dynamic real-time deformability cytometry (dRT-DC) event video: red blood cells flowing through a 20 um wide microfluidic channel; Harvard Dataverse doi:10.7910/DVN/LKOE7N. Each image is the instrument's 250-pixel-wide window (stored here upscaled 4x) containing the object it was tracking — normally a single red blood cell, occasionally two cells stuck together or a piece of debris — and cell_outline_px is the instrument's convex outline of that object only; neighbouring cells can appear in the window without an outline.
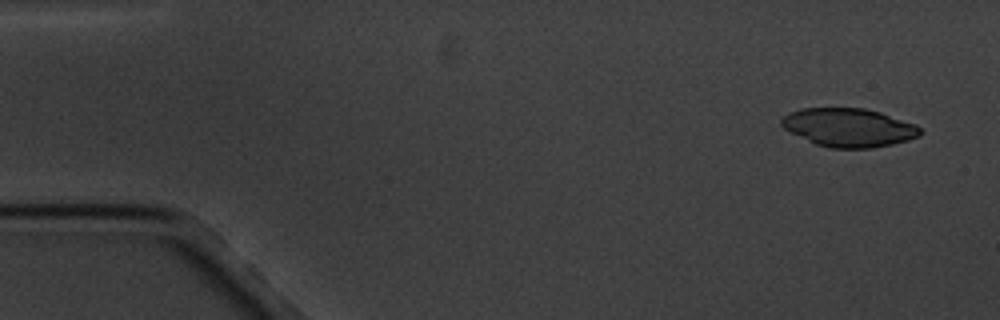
{"species": "common noctule bat (a hibernating species)", "species_latin": "Nyctalus noctula", "temperature_condition": "cold", "stored_images_in_passage": 10, "camera_frame_rate_fps": 3000, "um_per_image_px": 0.085, "animal": {"sex": "male", "body_mass_g": 20.1, "forearm_length_mm": 53.5}, "frame": {"image": 1, "passage_image": 1, "time_ms": 0.0, "image_size_px": [1000, 320], "cell_outline_px": [[920, 136], [908, 140], [892, 144], [872, 148], [828, 148], [816, 144], [784, 128], [780, 124], [780, 120], [788, 112], [800, 108], [864, 108], [880, 112], [916, 124], [920, 128]], "centroid_in_image_um": [72.14, 10.83], "position_along_channel_um": 12.9, "area_um2": 31.04}}